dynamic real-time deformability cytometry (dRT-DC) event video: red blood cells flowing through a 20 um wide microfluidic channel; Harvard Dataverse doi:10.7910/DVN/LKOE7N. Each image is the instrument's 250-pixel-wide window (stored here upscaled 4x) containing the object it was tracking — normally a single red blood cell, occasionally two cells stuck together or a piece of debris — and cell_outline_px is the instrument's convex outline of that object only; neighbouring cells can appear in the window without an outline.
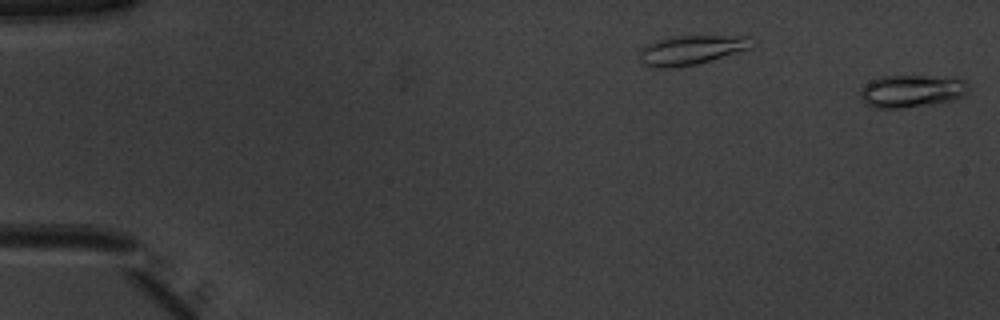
{"species": "common noctule bat (a hibernating species)", "species_latin": "Nyctalus noctula", "temperature_condition": "warm", "stored_images_in_passage": 6, "segment_of_instrument_passage": [2, 2], "camera_frame_rate_fps": 3000, "um_per_image_px": 0.085, "animal": {"sex": "male", "body_mass_g": 20.1, "forearm_length_mm": 53.5}, "frame": {"image": 1, "passage_image": 6, "time_ms": 1.667, "image_size_px": [1000, 320], "cell_outline_px": [[968, 92], [964, 96], [956, 100], [932, 104], [900, 108], [876, 108], [868, 104], [860, 96], [860, 92], [864, 84], [880, 76], [960, 76], [968, 84]], "centroid_in_image_um": [77.57, 7.72], "position_along_channel_um": 7.4, "area_um2": 20.87}}